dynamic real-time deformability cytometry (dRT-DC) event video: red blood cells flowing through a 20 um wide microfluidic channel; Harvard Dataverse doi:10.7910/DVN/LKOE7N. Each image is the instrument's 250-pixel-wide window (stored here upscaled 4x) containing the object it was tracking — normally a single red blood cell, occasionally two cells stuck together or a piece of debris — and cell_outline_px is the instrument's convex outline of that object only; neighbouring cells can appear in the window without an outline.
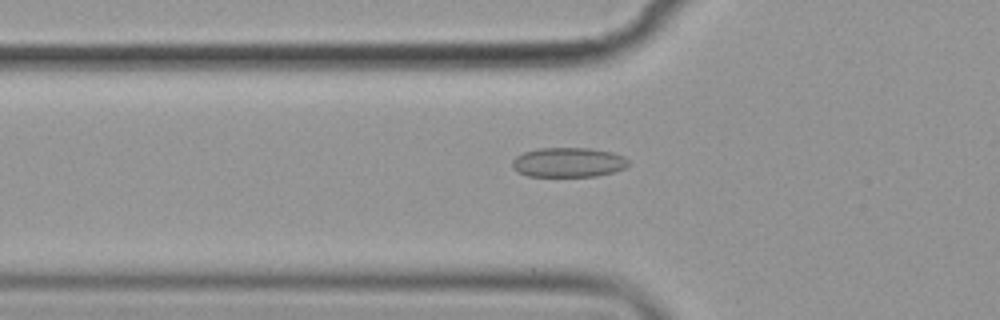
{"species": "common noctule bat (a hibernating species)", "species_latin": "Nyctalus noctula", "temperature_condition": "cold", "stored_images_in_passage": 4, "camera_frame_rate_fps": 3000, "um_per_image_px": 0.085, "animal": {"sex": "female", "body_mass_g": 19.9}, "frame": {"image": 1, "passage_image": 4, "time_ms": 4.333, "image_size_px": [1000, 320], "cell_outline_px": [[628, 164], [624, 168], [612, 172], [596, 176], [528, 176], [512, 168], [512, 160], [516, 156], [524, 152], [540, 148], [588, 148], [612, 152], [624, 156], [628, 160]], "centroid_in_image_um": [48.3, 13.79], "position_along_channel_um": 77.5, "area_um2": 19.94}}